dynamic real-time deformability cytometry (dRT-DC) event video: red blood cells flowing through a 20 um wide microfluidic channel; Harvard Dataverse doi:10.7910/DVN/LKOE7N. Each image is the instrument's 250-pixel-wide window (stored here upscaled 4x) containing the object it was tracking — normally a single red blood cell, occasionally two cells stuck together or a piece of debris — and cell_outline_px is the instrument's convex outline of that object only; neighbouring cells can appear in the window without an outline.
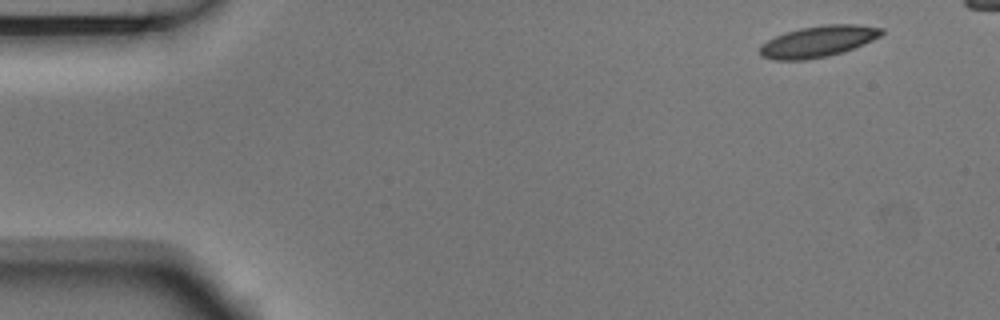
{"species": "Egyptian fruit bat (a non-hibernating species)", "species_latin": "Rousettus aegyptiacus", "temperature_condition": "room temperature", "stored_images_in_passage": 5, "camera_frame_rate_fps": 3000, "um_per_image_px": 0.085, "animal": {"sex": "male"}, "frame": {"image": 1, "passage_image": 1, "time_ms": 0.0, "image_size_px": [1000, 320], "cell_outline_px": [[884, 32], [880, 36], [864, 44], [844, 52], [828, 56], [804, 60], [776, 60], [760, 56], [760, 44], [784, 32], [800, 28], [824, 24], [856, 24], [884, 28]], "centroid_in_image_um": [69.54, 3.52], "position_along_channel_um": 15.5, "area_um2": 22.31}}